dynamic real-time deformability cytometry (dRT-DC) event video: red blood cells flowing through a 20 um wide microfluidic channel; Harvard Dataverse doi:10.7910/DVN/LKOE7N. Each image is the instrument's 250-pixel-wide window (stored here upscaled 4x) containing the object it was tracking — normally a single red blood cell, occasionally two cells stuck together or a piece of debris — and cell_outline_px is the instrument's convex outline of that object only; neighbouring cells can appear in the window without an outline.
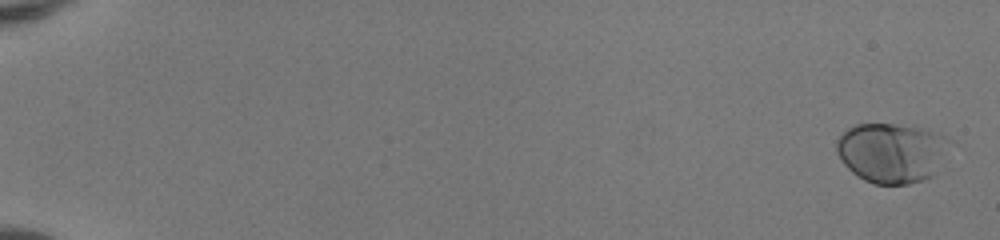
{"species": "human", "species_latin": "Homo sapiens", "temperature_condition": "room temperature", "stored_images_in_passage": 53, "camera_frame_rate_fps": 3000, "um_per_image_px": 0.085, "donor": {"sex": "female"}, "frame": {"image": 1, "passage_image": 2, "time_ms": 0.333, "image_size_px": [1000, 240], "cell_outline_px": [[932, 176], [924, 180], [908, 184], [872, 184], [864, 180], [852, 172], [840, 160], [836, 152], [836, 140], [848, 128], [856, 124], [896, 124], [920, 128], [932, 132]], "centroid_in_image_um": [75.39, 13.01], "position_along_channel_um": 9.6, "area_um2": 36.01}}
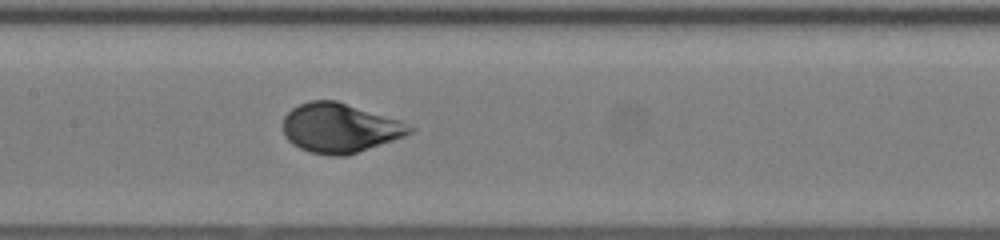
{"frame": {"image": 2, "passage_image": 29, "time_ms": 9.333, "image_size_px": [1000, 240], "cell_outline_px": [[416, 128], [412, 132], [404, 136], [344, 156], [328, 156], [308, 152], [292, 144], [284, 136], [284, 116], [292, 108], [300, 104], [312, 100], [336, 100], [400, 120]], "centroid_in_image_um": [28.86, 10.87], "position_along_channel_um": 178.5, "area_um2": 36.3}}
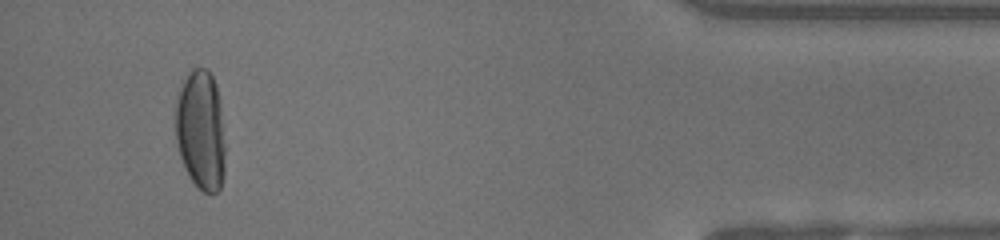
{"frame": {"image": 3, "passage_image": 50, "time_ms": 16.333, "image_size_px": [1000, 240], "cell_outline_px": [[224, 176], [220, 188], [216, 192], [204, 192], [192, 180], [180, 156], [176, 140], [176, 104], [180, 88], [188, 72], [192, 68], [208, 68], [216, 84], [220, 104], [224, 144]], "centroid_in_image_um": [17.07, 11.03], "position_along_channel_um": 418.1, "area_um2": 34.39}, "authors_computed_cell_mechanics": {"area_um2": 36.5296, "velocity_mm_per_s": 4.1498, "shape_relaxation_time_tau1_ms": 2.9308, "shape_relaxation_time_tau2_ms": null, "deformation_change_tau1": 0.1648, "deformation_change_tau2": null}}